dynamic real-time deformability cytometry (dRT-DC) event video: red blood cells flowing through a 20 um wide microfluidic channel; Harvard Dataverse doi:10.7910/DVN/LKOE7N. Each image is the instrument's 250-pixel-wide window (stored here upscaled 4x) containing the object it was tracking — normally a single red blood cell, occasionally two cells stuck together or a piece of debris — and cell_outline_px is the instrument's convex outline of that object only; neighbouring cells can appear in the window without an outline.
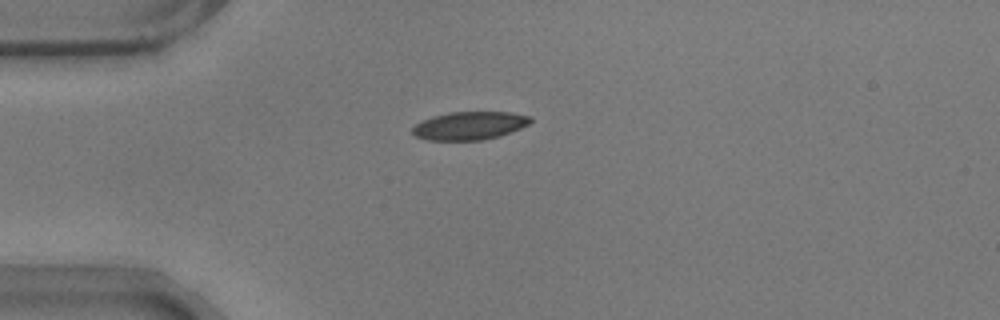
{"species": "common noctule bat (a hibernating species)", "species_latin": "Nyctalus noctula", "temperature_condition": "warm", "stored_images_in_passage": 43, "camera_frame_rate_fps": 3000, "um_per_image_px": 0.085, "animal": {"sex": "male", "body_mass_g": 17.9}, "frame": {"image": 1, "passage_image": 1, "time_ms": 0.0, "image_size_px": [1000, 320], "cell_outline_px": [[532, 120], [528, 124], [520, 128], [500, 136], [480, 140], [428, 140], [416, 136], [412, 132], [412, 128], [416, 124], [432, 116], [448, 112], [508, 112], [532, 116]], "centroid_in_image_um": [39.92, 10.67], "position_along_channel_um": 45.1, "area_um2": 19.25}}
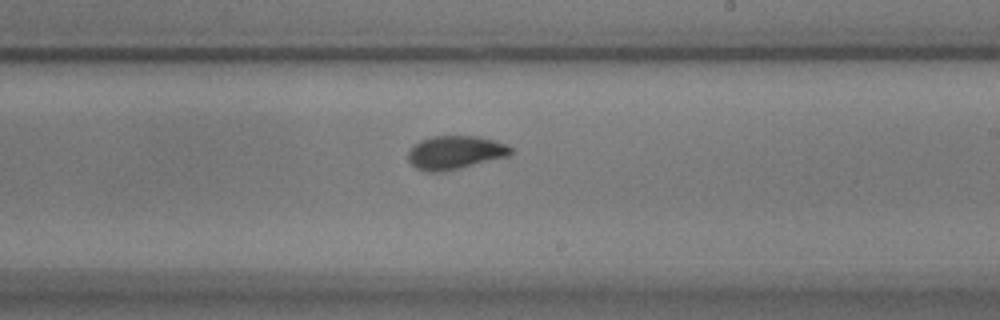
{"frame": {"image": 2, "passage_image": 20, "time_ms": 6.333, "image_size_px": [1000, 320], "cell_outline_px": [[512, 152], [508, 156], [460, 168], [440, 172], [424, 172], [416, 168], [408, 160], [408, 152], [420, 140], [432, 136], [476, 136], [496, 140], [508, 144], [512, 148]], "centroid_in_image_um": [38.7, 12.96], "position_along_channel_um": 250.3, "area_um2": 20.06}}
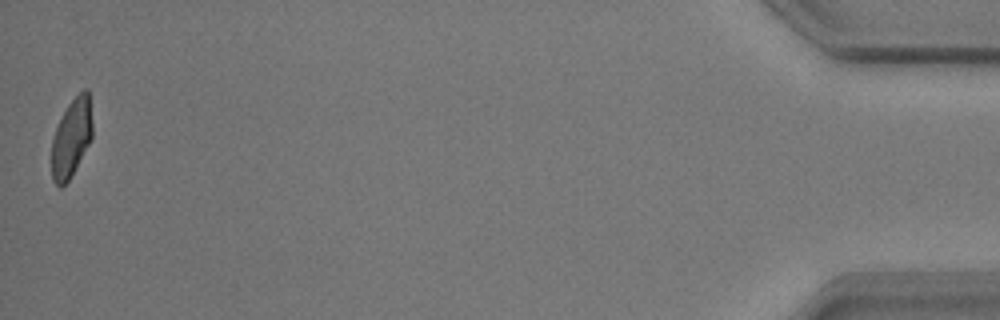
{"frame": {"image": 3, "passage_image": 43, "time_ms": 14.0, "image_size_px": [1000, 320], "cell_outline_px": [[92, 136], [88, 144], [68, 180], [60, 188], [52, 180], [52, 140], [56, 128], [68, 104], [84, 88], [88, 88], [92, 124]], "centroid_in_image_um": [6.07, 11.7], "position_along_channel_um": 429.1, "area_um2": 18.09}, "authors_computed_cell_mechanics": {"area_um2": 19.8254, "velocity_mm_per_s": 3.5308, "shape_relaxation_time_tau1_ms": 5.8936, "shape_relaxation_time_tau2_ms": 1.0775, "deformation_change_tau1": 0.1875, "deformation_change_tau2": 0.0657}}